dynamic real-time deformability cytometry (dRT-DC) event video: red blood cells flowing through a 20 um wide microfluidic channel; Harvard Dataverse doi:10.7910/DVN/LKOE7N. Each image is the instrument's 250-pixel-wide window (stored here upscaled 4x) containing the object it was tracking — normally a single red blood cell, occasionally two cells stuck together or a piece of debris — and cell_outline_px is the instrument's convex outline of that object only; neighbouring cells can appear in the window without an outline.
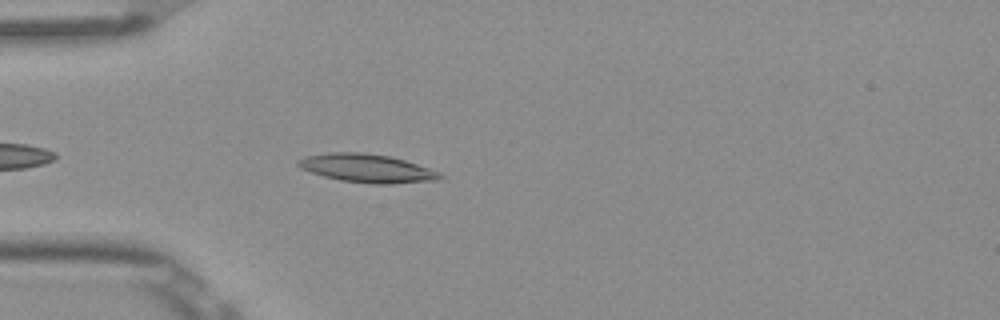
{"species": "Egyptian fruit bat (a non-hibernating species)", "species_latin": "Rousettus aegyptiacus", "temperature_condition": "room temperature", "stored_images_in_passage": 38, "camera_frame_rate_fps": 3000, "um_per_image_px": 0.085, "frame": {"image": 1, "passage_image": 1, "time_ms": 0.0, "image_size_px": [1000, 320], "cell_outline_px": [[444, 176], [440, 180], [392, 184], [376, 184], [340, 180], [324, 176], [300, 168], [296, 164], [296, 160], [304, 156], [328, 152], [360, 152], [388, 156], [404, 160], [440, 172]], "centroid_in_image_um": [31.18, 14.3], "position_along_channel_um": 53.8, "area_um2": 23.47}}
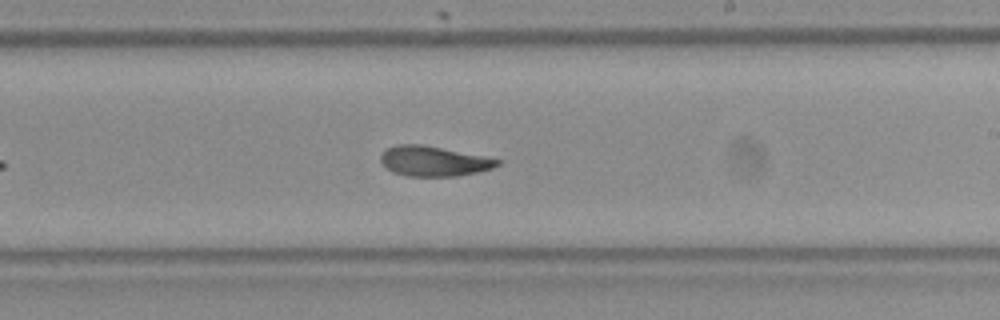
{"frame": {"image": 2, "passage_image": 17, "time_ms": 5.333, "image_size_px": [1000, 320], "cell_outline_px": [[504, 160], [500, 164], [492, 168], [476, 172], [456, 176], [408, 176], [392, 172], [380, 160], [380, 156], [388, 148], [396, 144], [420, 144], [484, 156]], "centroid_in_image_um": [36.88, 13.7], "position_along_channel_um": 252.1, "area_um2": 20.23}}
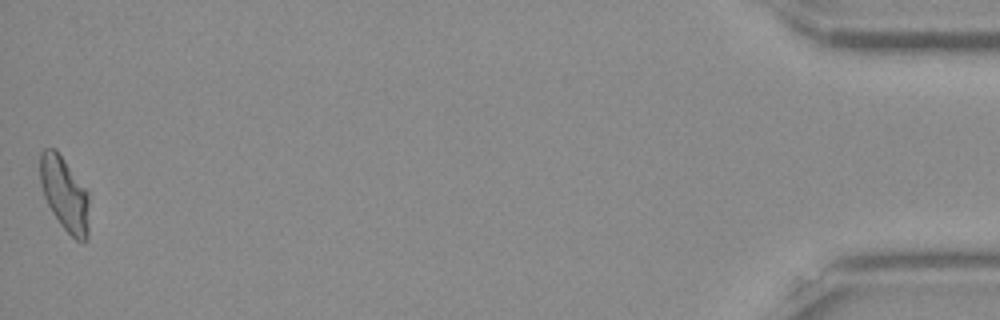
{"frame": {"image": 3, "passage_image": 38, "time_ms": 12.333, "image_size_px": [1000, 320], "cell_outline_px": [[88, 236], [84, 244], [76, 240], [60, 224], [52, 212], [44, 196], [40, 184], [40, 152], [44, 148], [56, 148], [88, 192]], "centroid_in_image_um": [5.48, 16.48], "position_along_channel_um": 429.7, "area_um2": 21.15}, "authors_computed_cell_mechanics": {"area_um2": 21.1259, "velocity_mm_per_s": 3.8785, "shape_relaxation_time_tau1_ms": 4.2982, "shape_relaxation_time_tau2_ms": 2.1165, "deformation_change_tau1": 0.1616, "deformation_change_tau2": 0.089}}